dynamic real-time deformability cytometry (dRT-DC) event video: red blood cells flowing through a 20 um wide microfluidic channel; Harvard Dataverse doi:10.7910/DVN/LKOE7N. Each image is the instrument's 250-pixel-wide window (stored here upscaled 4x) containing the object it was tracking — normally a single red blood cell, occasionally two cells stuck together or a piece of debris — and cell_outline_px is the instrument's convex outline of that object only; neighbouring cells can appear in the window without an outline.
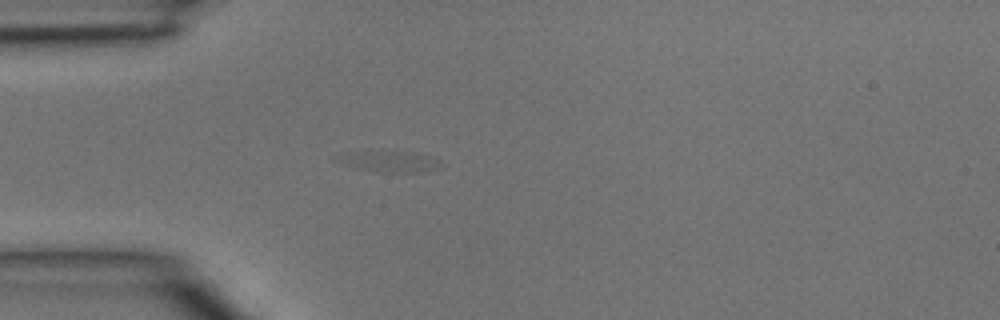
{"species": "common noctule bat (a hibernating species)", "species_latin": "Nyctalus noctula", "temperature_condition": "room temperature", "stored_images_in_passage": 1, "camera_frame_rate_fps": 3000, "um_per_image_px": 0.085, "animal": {"sex": "male", "body_mass_g": 15.6}, "frame": {"image": 1, "passage_image": 1, "time_ms": 0.0, "image_size_px": [1000, 320], "cell_outline_px": [[444, 164], [432, 168], [416, 172], [376, 172], [356, 168], [340, 160], [340, 156], [348, 152], [396, 152], [428, 156]], "centroid_in_image_um": [33.1, 13.75], "position_along_channel_um": 51.9, "area_um2": 11.56}}